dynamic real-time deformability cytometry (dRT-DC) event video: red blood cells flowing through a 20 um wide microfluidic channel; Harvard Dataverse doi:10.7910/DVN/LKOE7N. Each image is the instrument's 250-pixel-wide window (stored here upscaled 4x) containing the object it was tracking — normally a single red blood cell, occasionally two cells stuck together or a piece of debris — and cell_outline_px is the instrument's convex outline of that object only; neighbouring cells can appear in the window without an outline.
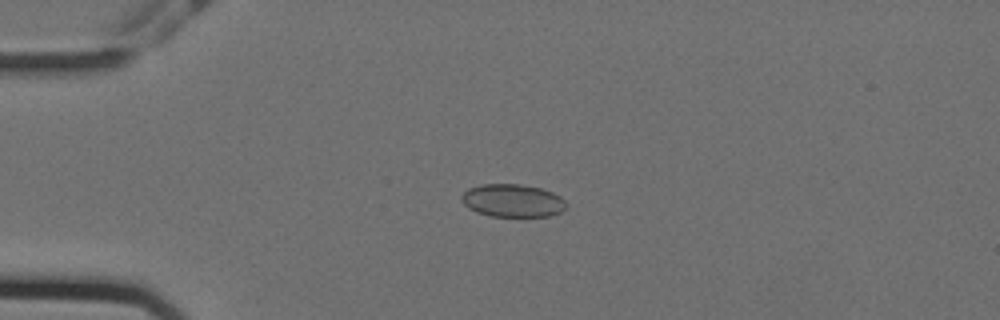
{"species": "Egyptian fruit bat (a non-hibernating species)", "species_latin": "Rousettus aegyptiacus", "temperature_condition": "cold", "stored_images_in_passage": 57, "camera_frame_rate_fps": 3000, "um_per_image_px": 0.085, "animal": {"sex": "female"}, "frame": {"image": 1, "passage_image": 14, "time_ms": 4.333, "image_size_px": [1000, 320], "cell_outline_px": [[568, 204], [560, 212], [548, 216], [492, 216], [476, 212], [468, 208], [460, 200], [460, 196], [468, 188], [480, 184], [520, 184], [540, 188], [552, 192], [560, 196]], "centroid_in_image_um": [43.54, 17.04], "position_along_channel_um": 41.5, "area_um2": 20.11}}
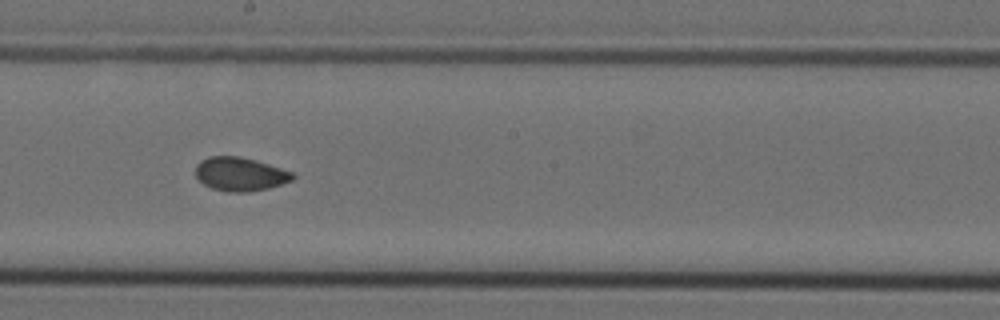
{"frame": {"image": 2, "passage_image": 32, "time_ms": 10.333, "image_size_px": [1000, 320], "cell_outline_px": [[296, 176], [292, 180], [268, 188], [248, 192], [228, 192], [212, 188], [204, 184], [196, 176], [196, 164], [200, 160], [208, 156], [240, 156], [256, 160], [292, 172]], "centroid_in_image_um": [20.39, 14.79], "position_along_channel_um": 227.8, "area_um2": 19.02}}
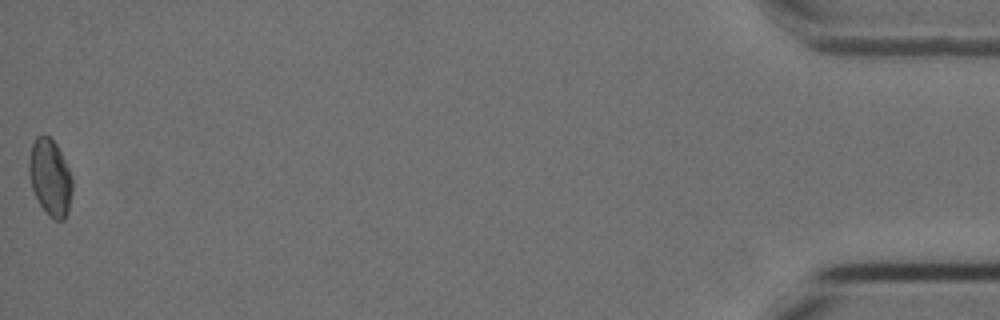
{"frame": {"image": 3, "passage_image": 57, "time_ms": 18.667, "image_size_px": [1000, 320], "cell_outline_px": [[72, 192], [68, 212], [64, 220], [52, 220], [48, 216], [40, 204], [32, 188], [28, 172], [28, 160], [32, 144], [36, 136], [48, 136], [56, 144], [68, 168], [72, 180]], "centroid_in_image_um": [4.25, 15.12], "position_along_channel_um": 430.9, "area_um2": 19.25}, "authors_computed_cell_mechanics": {"area_um2": 19.2474, "velocity_mm_per_s": 3.5614, "shape_relaxation_time_tau1_ms": null, "shape_relaxation_time_tau2_ms": 1.7067, "deformation_change_tau1": null, "deformation_change_tau2": 0.0575}}